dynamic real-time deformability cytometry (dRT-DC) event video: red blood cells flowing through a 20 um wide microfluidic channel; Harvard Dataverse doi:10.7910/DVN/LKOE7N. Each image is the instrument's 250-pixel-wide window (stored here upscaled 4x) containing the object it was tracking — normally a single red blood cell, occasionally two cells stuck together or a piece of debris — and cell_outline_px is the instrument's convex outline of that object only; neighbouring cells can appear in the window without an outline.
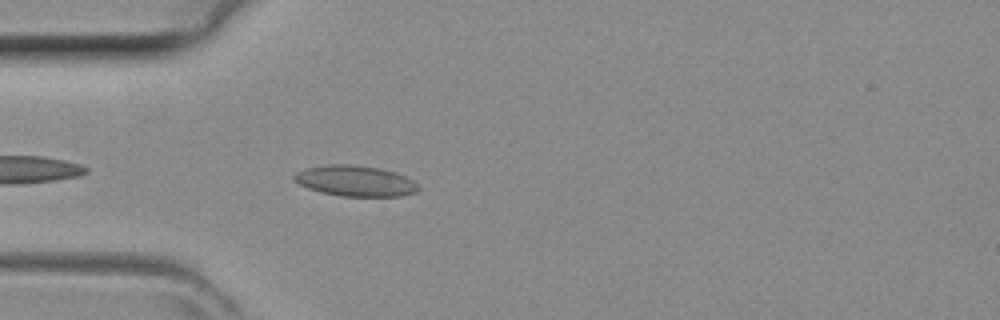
{"species": "common noctule bat (a hibernating species)", "species_latin": "Nyctalus noctula", "temperature_condition": "room temperature", "stored_images_in_passage": 10, "camera_frame_rate_fps": 3000, "um_per_image_px": 0.085, "animal": {"sex": "female", "body_mass_g": 29.2, "forearm_length_mm": 56.3}, "frame": {"image": 1, "passage_image": 2, "time_ms": 0.333, "image_size_px": [1000, 320], "cell_outline_px": [[420, 188], [416, 192], [400, 196], [340, 196], [320, 192], [308, 188], [292, 180], [292, 176], [296, 172], [304, 168], [328, 164], [348, 164], [380, 168], [396, 172], [412, 180]], "centroid_in_image_um": [30.16, 15.37], "position_along_channel_um": 54.8, "area_um2": 22.31}}
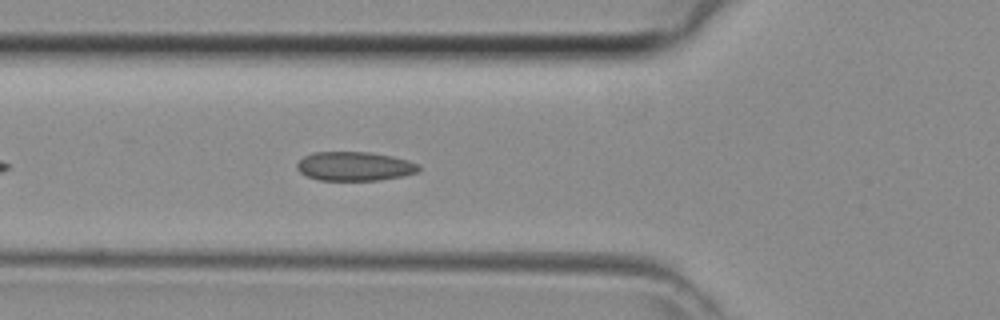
{"frame": {"image": 2, "passage_image": 5, "time_ms": 1.333, "image_size_px": [1000, 320], "cell_outline_px": [[420, 168], [416, 172], [400, 176], [376, 180], [320, 180], [308, 176], [300, 172], [296, 168], [296, 164], [304, 156], [312, 152], [368, 152], [392, 156], [408, 160], [420, 164]], "centroid_in_image_um": [30.12, 14.12], "position_along_channel_um": 95.7, "area_um2": 20.46}}
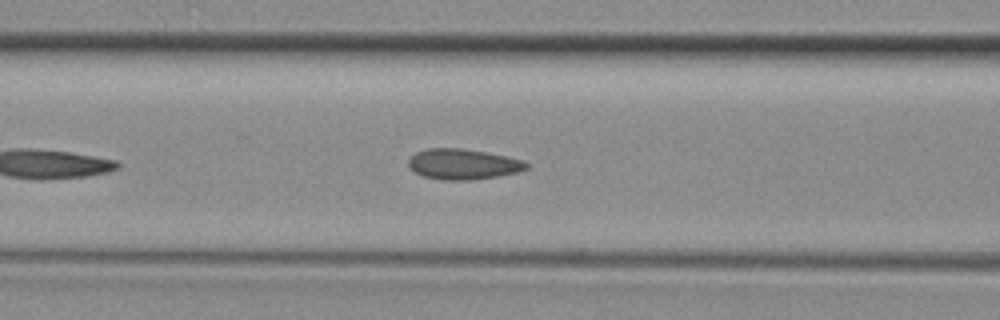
{"frame": {"image": 3, "passage_image": 7, "time_ms": 2.0, "image_size_px": [1000, 320], "cell_outline_px": [[528, 168], [520, 172], [472, 180], [440, 180], [424, 176], [416, 172], [408, 164], [408, 160], [416, 152], [428, 148], [460, 148], [484, 152], [524, 160], [528, 164]], "centroid_in_image_um": [39.37, 13.96], "position_along_channel_um": 127.2, "area_um2": 20.81}}